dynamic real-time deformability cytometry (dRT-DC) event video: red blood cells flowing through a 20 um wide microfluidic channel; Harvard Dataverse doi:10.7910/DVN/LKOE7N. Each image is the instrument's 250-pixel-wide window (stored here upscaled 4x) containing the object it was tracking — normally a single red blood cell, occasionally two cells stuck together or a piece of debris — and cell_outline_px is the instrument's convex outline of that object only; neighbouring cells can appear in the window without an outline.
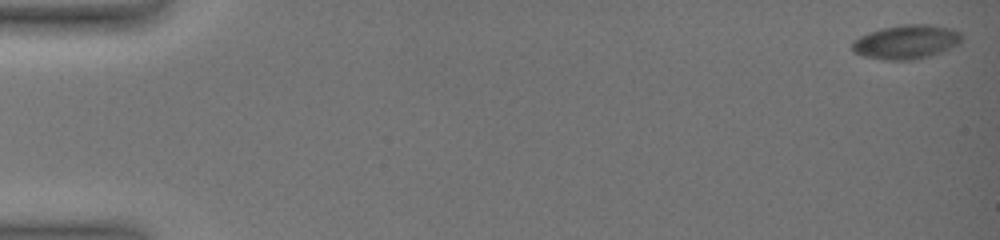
{"species": "common noctule bat (a hibernating species)", "species_latin": "Nyctalus noctula", "temperature_condition": "warm", "stored_images_in_passage": 14, "camera_frame_rate_fps": 3000, "um_per_image_px": 0.085, "animal": {"sex": "female", "body_mass_g": 19.0, "forearm_length_mm": 51.5}, "frame": {"image": 1, "passage_image": 1, "time_ms": 0.0, "image_size_px": [1000, 240], "cell_outline_px": [[964, 36], [960, 44], [940, 52], [928, 56], [912, 60], [884, 60], [864, 56], [852, 52], [852, 40], [868, 32], [884, 28], [904, 24], [928, 24], [952, 28], [960, 32]], "centroid_in_image_um": [77.04, 3.56], "position_along_channel_um": 8.0, "area_um2": 21.91}}
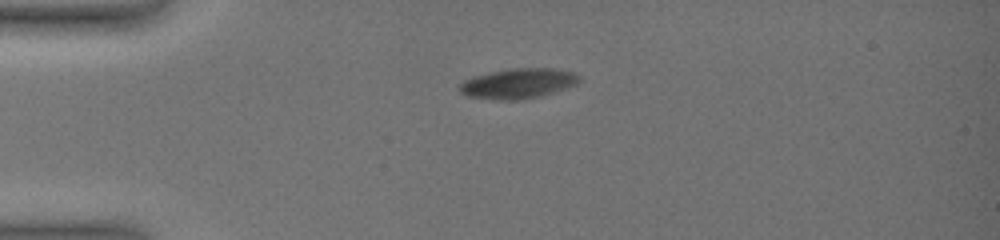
{"frame": {"image": 2, "passage_image": 10, "time_ms": 4.333, "image_size_px": [1000, 240], "cell_outline_px": [[580, 80], [576, 84], [568, 88], [540, 96], [524, 100], [496, 100], [468, 96], [460, 92], [460, 84], [464, 80], [472, 76], [488, 72], [508, 68], [552, 68], [572, 72], [580, 76]], "centroid_in_image_um": [44.04, 7.09], "position_along_channel_um": 41.0, "area_um2": 21.21}}
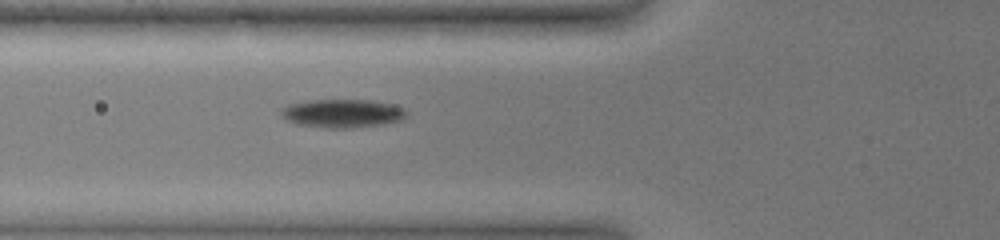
{"frame": {"image": 3, "passage_image": 14, "time_ms": 6.667, "image_size_px": [1000, 240], "cell_outline_px": [[408, 116], [404, 120], [384, 124], [352, 128], [324, 128], [296, 124], [280, 116], [280, 108], [288, 104], [312, 100], [372, 100], [392, 104], [404, 108], [408, 112]], "centroid_in_image_um": [29.13, 9.64], "position_along_channel_um": 96.7, "area_um2": 21.15}}